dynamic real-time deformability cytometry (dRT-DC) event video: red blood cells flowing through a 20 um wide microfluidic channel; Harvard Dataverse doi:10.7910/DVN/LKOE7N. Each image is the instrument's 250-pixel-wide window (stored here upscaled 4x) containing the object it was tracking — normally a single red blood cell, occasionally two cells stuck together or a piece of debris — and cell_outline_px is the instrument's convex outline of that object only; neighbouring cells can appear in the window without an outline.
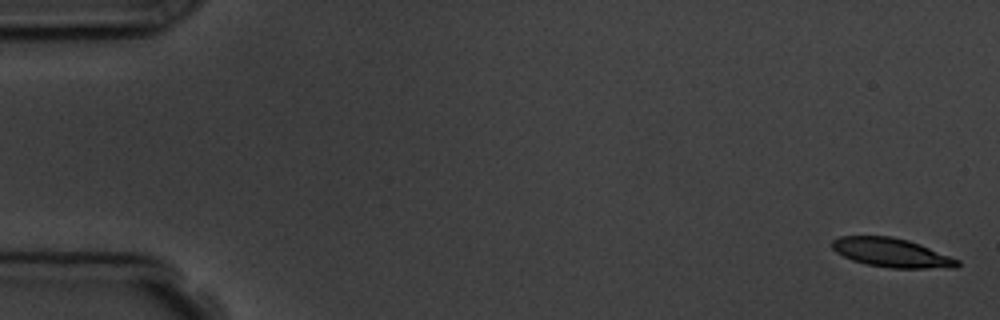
{"species": "common noctule bat (a hibernating species)", "species_latin": "Nyctalus noctula", "temperature_condition": "room temperature", "stored_images_in_passage": 5, "camera_frame_rate_fps": 3000, "um_per_image_px": 0.085, "animal": {"sex": "male", "body_mass_g": 19.5, "forearm_length_mm": 54.6}, "frame": {"image": 1, "passage_image": 1, "time_ms": 0.0, "image_size_px": [1000, 320], "cell_outline_px": [[960, 264], [956, 268], [892, 268], [864, 264], [852, 260], [836, 252], [832, 248], [832, 240], [840, 236], [892, 236], [908, 240], [920, 244], [960, 260]], "centroid_in_image_um": [75.79, 21.48], "position_along_channel_um": 9.2, "area_um2": 21.21}}
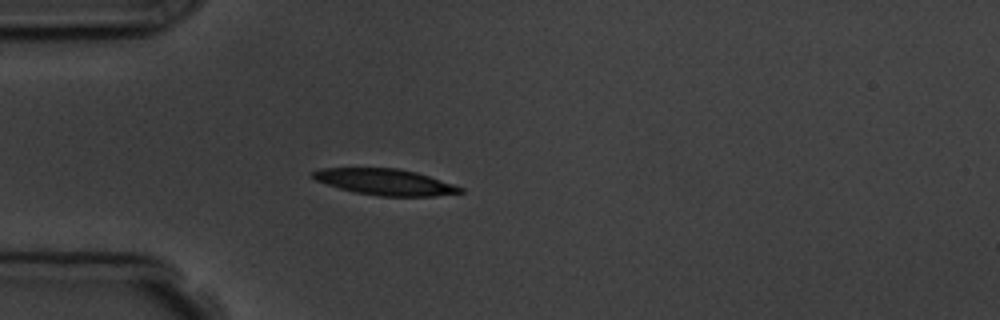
{"frame": {"image": 2, "passage_image": 5, "time_ms": 4.667, "image_size_px": [1000, 320], "cell_outline_px": [[464, 192], [436, 196], [380, 196], [356, 192], [340, 188], [316, 180], [308, 176], [308, 172], [320, 168], [400, 168], [416, 172], [464, 188]], "centroid_in_image_um": [32.69, 15.46], "position_along_channel_um": 52.3, "area_um2": 22.43}}